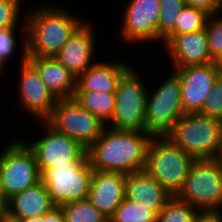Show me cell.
<instances>
[{
    "label": "cell",
    "mask_w": 222,
    "mask_h": 222,
    "mask_svg": "<svg viewBox=\"0 0 222 222\" xmlns=\"http://www.w3.org/2000/svg\"><path fill=\"white\" fill-rule=\"evenodd\" d=\"M152 135L147 132L116 130L105 127L101 136L87 149L95 171L129 174L145 169Z\"/></svg>",
    "instance_id": "obj_1"
},
{
    "label": "cell",
    "mask_w": 222,
    "mask_h": 222,
    "mask_svg": "<svg viewBox=\"0 0 222 222\" xmlns=\"http://www.w3.org/2000/svg\"><path fill=\"white\" fill-rule=\"evenodd\" d=\"M61 6L45 3L26 11L27 56L55 57L86 20Z\"/></svg>",
    "instance_id": "obj_2"
},
{
    "label": "cell",
    "mask_w": 222,
    "mask_h": 222,
    "mask_svg": "<svg viewBox=\"0 0 222 222\" xmlns=\"http://www.w3.org/2000/svg\"><path fill=\"white\" fill-rule=\"evenodd\" d=\"M221 131L220 119L185 113L165 137L195 160L217 159L222 143Z\"/></svg>",
    "instance_id": "obj_3"
},
{
    "label": "cell",
    "mask_w": 222,
    "mask_h": 222,
    "mask_svg": "<svg viewBox=\"0 0 222 222\" xmlns=\"http://www.w3.org/2000/svg\"><path fill=\"white\" fill-rule=\"evenodd\" d=\"M195 159L165 136H153L149 142L145 171L171 195L182 189Z\"/></svg>",
    "instance_id": "obj_4"
},
{
    "label": "cell",
    "mask_w": 222,
    "mask_h": 222,
    "mask_svg": "<svg viewBox=\"0 0 222 222\" xmlns=\"http://www.w3.org/2000/svg\"><path fill=\"white\" fill-rule=\"evenodd\" d=\"M138 70L130 66L120 77L115 92V108L106 127L116 130L146 132L145 107L148 85Z\"/></svg>",
    "instance_id": "obj_5"
},
{
    "label": "cell",
    "mask_w": 222,
    "mask_h": 222,
    "mask_svg": "<svg viewBox=\"0 0 222 222\" xmlns=\"http://www.w3.org/2000/svg\"><path fill=\"white\" fill-rule=\"evenodd\" d=\"M15 139L0 151V197L5 201L40 181L34 151L24 138Z\"/></svg>",
    "instance_id": "obj_6"
},
{
    "label": "cell",
    "mask_w": 222,
    "mask_h": 222,
    "mask_svg": "<svg viewBox=\"0 0 222 222\" xmlns=\"http://www.w3.org/2000/svg\"><path fill=\"white\" fill-rule=\"evenodd\" d=\"M176 197L200 211H222V170L218 159L195 160Z\"/></svg>",
    "instance_id": "obj_7"
},
{
    "label": "cell",
    "mask_w": 222,
    "mask_h": 222,
    "mask_svg": "<svg viewBox=\"0 0 222 222\" xmlns=\"http://www.w3.org/2000/svg\"><path fill=\"white\" fill-rule=\"evenodd\" d=\"M160 85L147 92L145 107L146 132L152 136H165L185 114L181 103V84L172 71ZM152 90V91H151ZM153 92V93H151Z\"/></svg>",
    "instance_id": "obj_8"
},
{
    "label": "cell",
    "mask_w": 222,
    "mask_h": 222,
    "mask_svg": "<svg viewBox=\"0 0 222 222\" xmlns=\"http://www.w3.org/2000/svg\"><path fill=\"white\" fill-rule=\"evenodd\" d=\"M94 170L88 157L82 161L55 165L40 174V181L46 186L55 206L88 198Z\"/></svg>",
    "instance_id": "obj_9"
},
{
    "label": "cell",
    "mask_w": 222,
    "mask_h": 222,
    "mask_svg": "<svg viewBox=\"0 0 222 222\" xmlns=\"http://www.w3.org/2000/svg\"><path fill=\"white\" fill-rule=\"evenodd\" d=\"M46 122L87 149L100 136L105 123L81 107L74 98L59 99Z\"/></svg>",
    "instance_id": "obj_10"
},
{
    "label": "cell",
    "mask_w": 222,
    "mask_h": 222,
    "mask_svg": "<svg viewBox=\"0 0 222 222\" xmlns=\"http://www.w3.org/2000/svg\"><path fill=\"white\" fill-rule=\"evenodd\" d=\"M45 135H38L29 140H24L34 151L38 171L41 174L45 169L55 167V165H68V162L82 161L86 156V149L75 139L58 132L51 127L46 121H40L39 125ZM37 139V140H36Z\"/></svg>",
    "instance_id": "obj_11"
},
{
    "label": "cell",
    "mask_w": 222,
    "mask_h": 222,
    "mask_svg": "<svg viewBox=\"0 0 222 222\" xmlns=\"http://www.w3.org/2000/svg\"><path fill=\"white\" fill-rule=\"evenodd\" d=\"M19 80L16 86L18 92L17 106L27 112V115L39 121H46L56 105L57 99L48 90L38 70L27 60V54H19ZM22 107V108H21Z\"/></svg>",
    "instance_id": "obj_12"
},
{
    "label": "cell",
    "mask_w": 222,
    "mask_h": 222,
    "mask_svg": "<svg viewBox=\"0 0 222 222\" xmlns=\"http://www.w3.org/2000/svg\"><path fill=\"white\" fill-rule=\"evenodd\" d=\"M125 6L120 19V41L133 46L158 43L159 0H130Z\"/></svg>",
    "instance_id": "obj_13"
},
{
    "label": "cell",
    "mask_w": 222,
    "mask_h": 222,
    "mask_svg": "<svg viewBox=\"0 0 222 222\" xmlns=\"http://www.w3.org/2000/svg\"><path fill=\"white\" fill-rule=\"evenodd\" d=\"M173 68L171 70L177 74L181 84V103L184 113H198L214 82L221 75L216 62Z\"/></svg>",
    "instance_id": "obj_14"
},
{
    "label": "cell",
    "mask_w": 222,
    "mask_h": 222,
    "mask_svg": "<svg viewBox=\"0 0 222 222\" xmlns=\"http://www.w3.org/2000/svg\"><path fill=\"white\" fill-rule=\"evenodd\" d=\"M85 20L69 37L55 58L76 77L96 62L95 22ZM94 23V24H93ZM96 56V57H95Z\"/></svg>",
    "instance_id": "obj_15"
},
{
    "label": "cell",
    "mask_w": 222,
    "mask_h": 222,
    "mask_svg": "<svg viewBox=\"0 0 222 222\" xmlns=\"http://www.w3.org/2000/svg\"><path fill=\"white\" fill-rule=\"evenodd\" d=\"M172 67L203 65L216 62L210 55L206 30L172 35L163 45ZM167 50V51H166ZM170 57V58H169Z\"/></svg>",
    "instance_id": "obj_16"
},
{
    "label": "cell",
    "mask_w": 222,
    "mask_h": 222,
    "mask_svg": "<svg viewBox=\"0 0 222 222\" xmlns=\"http://www.w3.org/2000/svg\"><path fill=\"white\" fill-rule=\"evenodd\" d=\"M125 182L126 174L94 170L88 199L109 219L125 197Z\"/></svg>",
    "instance_id": "obj_17"
},
{
    "label": "cell",
    "mask_w": 222,
    "mask_h": 222,
    "mask_svg": "<svg viewBox=\"0 0 222 222\" xmlns=\"http://www.w3.org/2000/svg\"><path fill=\"white\" fill-rule=\"evenodd\" d=\"M125 197L158 215L173 195L144 169L126 175Z\"/></svg>",
    "instance_id": "obj_18"
},
{
    "label": "cell",
    "mask_w": 222,
    "mask_h": 222,
    "mask_svg": "<svg viewBox=\"0 0 222 222\" xmlns=\"http://www.w3.org/2000/svg\"><path fill=\"white\" fill-rule=\"evenodd\" d=\"M120 59H112L111 62L97 59L90 68L76 77L75 92L115 93L121 75L130 67L129 61L126 63Z\"/></svg>",
    "instance_id": "obj_19"
},
{
    "label": "cell",
    "mask_w": 222,
    "mask_h": 222,
    "mask_svg": "<svg viewBox=\"0 0 222 222\" xmlns=\"http://www.w3.org/2000/svg\"><path fill=\"white\" fill-rule=\"evenodd\" d=\"M27 60L38 70L48 90L57 100L73 98L76 76L55 57L27 56Z\"/></svg>",
    "instance_id": "obj_20"
},
{
    "label": "cell",
    "mask_w": 222,
    "mask_h": 222,
    "mask_svg": "<svg viewBox=\"0 0 222 222\" xmlns=\"http://www.w3.org/2000/svg\"><path fill=\"white\" fill-rule=\"evenodd\" d=\"M53 207L55 205L41 181L6 201L7 212L18 219L43 216Z\"/></svg>",
    "instance_id": "obj_21"
},
{
    "label": "cell",
    "mask_w": 222,
    "mask_h": 222,
    "mask_svg": "<svg viewBox=\"0 0 222 222\" xmlns=\"http://www.w3.org/2000/svg\"><path fill=\"white\" fill-rule=\"evenodd\" d=\"M73 98L81 107L97 116L105 124L111 119L115 108V93L75 92Z\"/></svg>",
    "instance_id": "obj_22"
},
{
    "label": "cell",
    "mask_w": 222,
    "mask_h": 222,
    "mask_svg": "<svg viewBox=\"0 0 222 222\" xmlns=\"http://www.w3.org/2000/svg\"><path fill=\"white\" fill-rule=\"evenodd\" d=\"M160 13L158 24V44L175 35L176 20L186 3L184 0H159Z\"/></svg>",
    "instance_id": "obj_23"
},
{
    "label": "cell",
    "mask_w": 222,
    "mask_h": 222,
    "mask_svg": "<svg viewBox=\"0 0 222 222\" xmlns=\"http://www.w3.org/2000/svg\"><path fill=\"white\" fill-rule=\"evenodd\" d=\"M61 208L65 222H109L88 198L63 204Z\"/></svg>",
    "instance_id": "obj_24"
},
{
    "label": "cell",
    "mask_w": 222,
    "mask_h": 222,
    "mask_svg": "<svg viewBox=\"0 0 222 222\" xmlns=\"http://www.w3.org/2000/svg\"><path fill=\"white\" fill-rule=\"evenodd\" d=\"M109 222H157V214L139 203L124 197Z\"/></svg>",
    "instance_id": "obj_25"
},
{
    "label": "cell",
    "mask_w": 222,
    "mask_h": 222,
    "mask_svg": "<svg viewBox=\"0 0 222 222\" xmlns=\"http://www.w3.org/2000/svg\"><path fill=\"white\" fill-rule=\"evenodd\" d=\"M199 209L173 196L157 215V222H195Z\"/></svg>",
    "instance_id": "obj_26"
},
{
    "label": "cell",
    "mask_w": 222,
    "mask_h": 222,
    "mask_svg": "<svg viewBox=\"0 0 222 222\" xmlns=\"http://www.w3.org/2000/svg\"><path fill=\"white\" fill-rule=\"evenodd\" d=\"M18 27H8L5 29H1L0 30V62L3 64V66L6 69L11 62L10 60H14L12 59V57H15L14 55H16V51H20L19 48L17 47L18 45L21 46V51L20 53L22 54H27V50H26V31H22L21 33L19 32ZM16 33L18 34H22L19 37L16 35ZM19 39V40H18ZM22 39V40H21ZM21 43L18 44L17 41ZM17 48V49H16Z\"/></svg>",
    "instance_id": "obj_27"
},
{
    "label": "cell",
    "mask_w": 222,
    "mask_h": 222,
    "mask_svg": "<svg viewBox=\"0 0 222 222\" xmlns=\"http://www.w3.org/2000/svg\"><path fill=\"white\" fill-rule=\"evenodd\" d=\"M209 16L204 10L185 6L177 17L175 35L205 29Z\"/></svg>",
    "instance_id": "obj_28"
},
{
    "label": "cell",
    "mask_w": 222,
    "mask_h": 222,
    "mask_svg": "<svg viewBox=\"0 0 222 222\" xmlns=\"http://www.w3.org/2000/svg\"><path fill=\"white\" fill-rule=\"evenodd\" d=\"M24 0H0V30L8 27H18L26 31L25 9L22 8ZM23 9V10H22ZM21 15V16H20ZM24 15V17L22 16ZM20 17H23L20 19ZM20 20V21H19ZM21 22V26L19 23Z\"/></svg>",
    "instance_id": "obj_29"
},
{
    "label": "cell",
    "mask_w": 222,
    "mask_h": 222,
    "mask_svg": "<svg viewBox=\"0 0 222 222\" xmlns=\"http://www.w3.org/2000/svg\"><path fill=\"white\" fill-rule=\"evenodd\" d=\"M205 30L209 53L216 61L222 55V13L209 16Z\"/></svg>",
    "instance_id": "obj_30"
},
{
    "label": "cell",
    "mask_w": 222,
    "mask_h": 222,
    "mask_svg": "<svg viewBox=\"0 0 222 222\" xmlns=\"http://www.w3.org/2000/svg\"><path fill=\"white\" fill-rule=\"evenodd\" d=\"M198 113L222 120V75L214 82L212 90Z\"/></svg>",
    "instance_id": "obj_31"
},
{
    "label": "cell",
    "mask_w": 222,
    "mask_h": 222,
    "mask_svg": "<svg viewBox=\"0 0 222 222\" xmlns=\"http://www.w3.org/2000/svg\"><path fill=\"white\" fill-rule=\"evenodd\" d=\"M184 2L186 6L204 10L210 16L222 12L221 0H184Z\"/></svg>",
    "instance_id": "obj_32"
},
{
    "label": "cell",
    "mask_w": 222,
    "mask_h": 222,
    "mask_svg": "<svg viewBox=\"0 0 222 222\" xmlns=\"http://www.w3.org/2000/svg\"><path fill=\"white\" fill-rule=\"evenodd\" d=\"M195 222H222V211H199Z\"/></svg>",
    "instance_id": "obj_33"
},
{
    "label": "cell",
    "mask_w": 222,
    "mask_h": 222,
    "mask_svg": "<svg viewBox=\"0 0 222 222\" xmlns=\"http://www.w3.org/2000/svg\"><path fill=\"white\" fill-rule=\"evenodd\" d=\"M43 222H65L61 206L53 207L49 212L43 215Z\"/></svg>",
    "instance_id": "obj_34"
},
{
    "label": "cell",
    "mask_w": 222,
    "mask_h": 222,
    "mask_svg": "<svg viewBox=\"0 0 222 222\" xmlns=\"http://www.w3.org/2000/svg\"><path fill=\"white\" fill-rule=\"evenodd\" d=\"M0 222H20V219L17 217H14L10 215L8 212H6L2 217Z\"/></svg>",
    "instance_id": "obj_35"
},
{
    "label": "cell",
    "mask_w": 222,
    "mask_h": 222,
    "mask_svg": "<svg viewBox=\"0 0 222 222\" xmlns=\"http://www.w3.org/2000/svg\"><path fill=\"white\" fill-rule=\"evenodd\" d=\"M20 222H43V216L20 219Z\"/></svg>",
    "instance_id": "obj_36"
},
{
    "label": "cell",
    "mask_w": 222,
    "mask_h": 222,
    "mask_svg": "<svg viewBox=\"0 0 222 222\" xmlns=\"http://www.w3.org/2000/svg\"><path fill=\"white\" fill-rule=\"evenodd\" d=\"M7 212L6 209V201L3 199H0V220L1 217Z\"/></svg>",
    "instance_id": "obj_37"
},
{
    "label": "cell",
    "mask_w": 222,
    "mask_h": 222,
    "mask_svg": "<svg viewBox=\"0 0 222 222\" xmlns=\"http://www.w3.org/2000/svg\"><path fill=\"white\" fill-rule=\"evenodd\" d=\"M8 69H6L4 66H3V64L0 62V80H1V78L3 79L4 77H6V72H8L7 71ZM4 71H6V72H4ZM5 75V76H4Z\"/></svg>",
    "instance_id": "obj_38"
},
{
    "label": "cell",
    "mask_w": 222,
    "mask_h": 222,
    "mask_svg": "<svg viewBox=\"0 0 222 222\" xmlns=\"http://www.w3.org/2000/svg\"><path fill=\"white\" fill-rule=\"evenodd\" d=\"M216 64L220 74L222 75V55L216 60Z\"/></svg>",
    "instance_id": "obj_39"
},
{
    "label": "cell",
    "mask_w": 222,
    "mask_h": 222,
    "mask_svg": "<svg viewBox=\"0 0 222 222\" xmlns=\"http://www.w3.org/2000/svg\"><path fill=\"white\" fill-rule=\"evenodd\" d=\"M217 159H218L219 165H220L221 170H222V155H220Z\"/></svg>",
    "instance_id": "obj_40"
},
{
    "label": "cell",
    "mask_w": 222,
    "mask_h": 222,
    "mask_svg": "<svg viewBox=\"0 0 222 222\" xmlns=\"http://www.w3.org/2000/svg\"><path fill=\"white\" fill-rule=\"evenodd\" d=\"M221 122H222V120H221ZM221 133H222V131H221ZM220 155H222V143H221Z\"/></svg>",
    "instance_id": "obj_41"
}]
</instances>
